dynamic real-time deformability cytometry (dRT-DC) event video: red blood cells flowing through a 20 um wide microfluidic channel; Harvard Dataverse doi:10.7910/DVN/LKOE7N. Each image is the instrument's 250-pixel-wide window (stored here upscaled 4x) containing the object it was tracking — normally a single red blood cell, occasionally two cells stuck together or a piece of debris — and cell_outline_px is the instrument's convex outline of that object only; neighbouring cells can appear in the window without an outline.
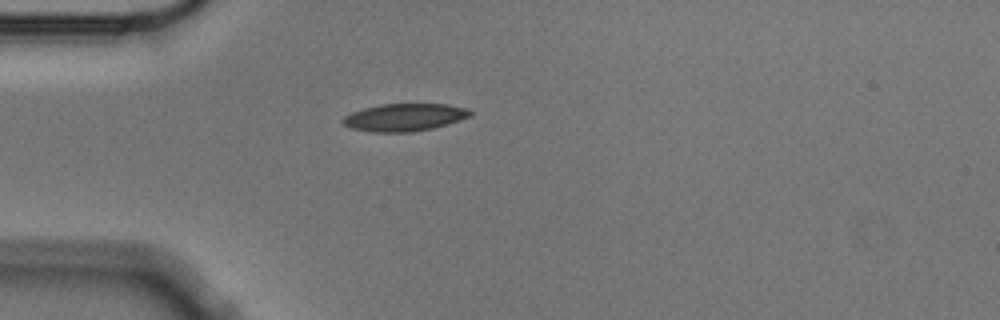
{"species": "Egyptian fruit bat (a non-hibernating species)", "species_latin": "Rousettus aegyptiacus", "temperature_condition": "cold", "stored_images_in_passage": 1, "camera_frame_rate_fps": 3000, "um_per_image_px": 0.085, "animal": {"sex": "male"}, "frame": {"image": 1, "passage_image": 1, "time_ms": 0.0, "image_size_px": [1000, 320], "cell_outline_px": [[472, 116], [448, 124], [432, 128], [412, 132], [372, 132], [352, 128], [344, 124], [340, 120], [344, 116], [352, 112], [364, 108], [380, 104], [444, 104], [468, 108], [472, 112]], "centroid_in_image_um": [34.39, 9.97], "position_along_channel_um": 50.6, "area_um2": 20.46}}